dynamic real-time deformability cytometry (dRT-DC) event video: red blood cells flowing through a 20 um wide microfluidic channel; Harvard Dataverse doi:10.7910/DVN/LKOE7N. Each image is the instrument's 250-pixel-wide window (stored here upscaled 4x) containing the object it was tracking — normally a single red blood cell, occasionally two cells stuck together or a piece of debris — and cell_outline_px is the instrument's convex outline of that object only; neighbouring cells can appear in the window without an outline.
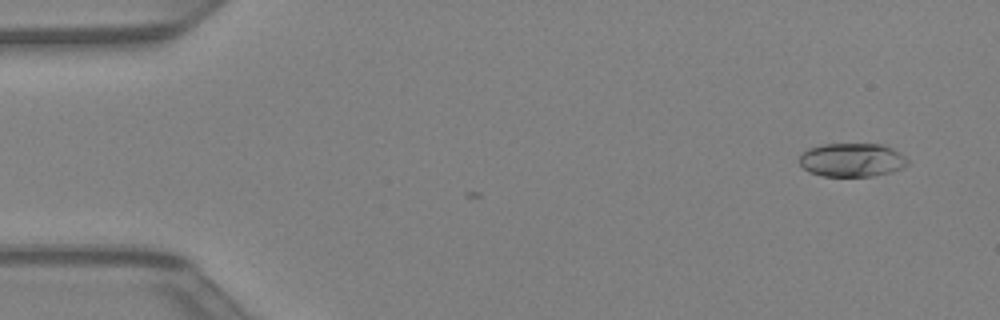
{"species": "Egyptian fruit bat (a non-hibernating species)", "species_latin": "Rousettus aegyptiacus", "temperature_condition": "warm", "stored_images_in_passage": 3, "camera_frame_rate_fps": 3000, "um_per_image_px": 0.085, "animal": {"sex": "female"}, "frame": {"image": 1, "passage_image": 1, "time_ms": 0.0, "image_size_px": [1000, 320], "cell_outline_px": [[908, 164], [904, 168], [892, 172], [872, 176], [824, 176], [808, 172], [800, 164], [800, 156], [808, 148], [824, 144], [884, 144], [900, 152], [908, 160]], "centroid_in_image_um": [72.45, 13.6], "position_along_channel_um": 12.6, "area_um2": 21.33}}